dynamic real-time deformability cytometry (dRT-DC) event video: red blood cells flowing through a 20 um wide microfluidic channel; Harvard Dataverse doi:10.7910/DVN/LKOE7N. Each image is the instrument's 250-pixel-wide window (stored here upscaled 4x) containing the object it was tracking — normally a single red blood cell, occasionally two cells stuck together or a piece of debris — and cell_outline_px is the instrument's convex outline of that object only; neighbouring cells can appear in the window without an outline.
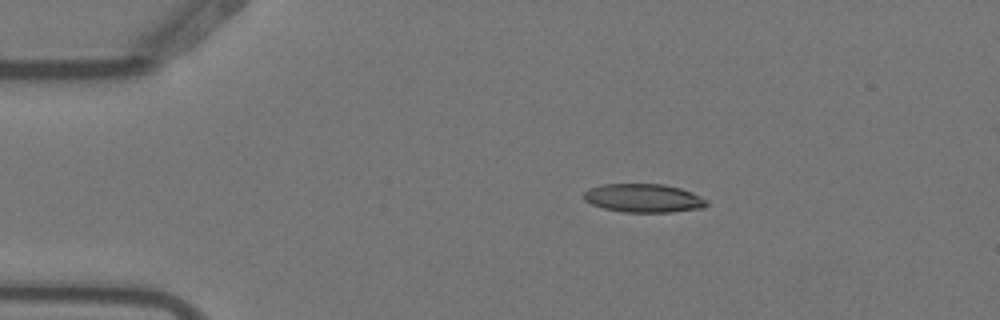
{"species": "Egyptian fruit bat (a non-hibernating species)", "species_latin": "Rousettus aegyptiacus", "temperature_condition": "warm", "stored_images_in_passage": 9, "camera_frame_rate_fps": 3000, "um_per_image_px": 0.085, "animal": {"sex": "female"}, "frame": {"image": 1, "passage_image": 2, "time_ms": 0.333, "image_size_px": [1000, 320], "cell_outline_px": [[708, 204], [704, 208], [672, 212], [624, 212], [604, 208], [592, 204], [584, 200], [584, 192], [588, 188], [604, 184], [664, 184], [680, 188], [692, 192], [708, 200]], "centroid_in_image_um": [54.73, 16.84], "position_along_channel_um": 30.3, "area_um2": 20.52}}
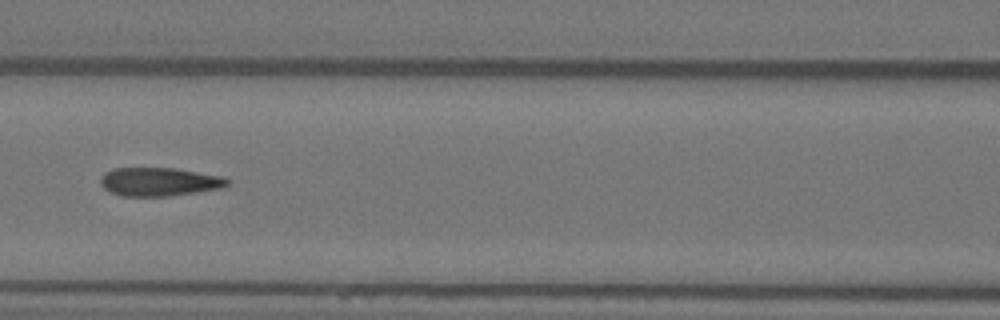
{"frame": {"image": 2, "passage_image": 6, "time_ms": 1.667, "image_size_px": [1000, 320], "cell_outline_px": [[228, 184], [224, 188], [168, 196], [120, 196], [108, 192], [100, 184], [100, 176], [104, 172], [112, 168], [176, 168], [220, 176], [228, 180]], "centroid_in_image_um": [13.47, 15.45], "position_along_channel_um": 153.1, "area_um2": 21.21}}
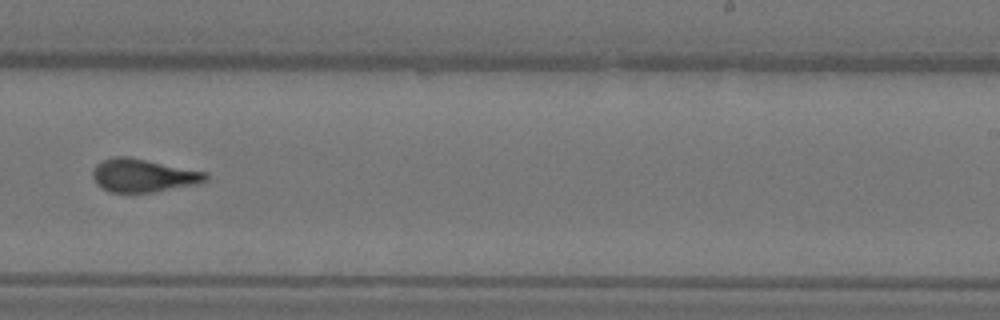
{"frame": {"image": 3, "passage_image": 9, "time_ms": 2.667, "image_size_px": [1000, 320], "cell_outline_px": [[208, 180], [196, 184], [152, 192], [108, 192], [96, 184], [92, 176], [92, 172], [96, 164], [100, 160], [112, 156], [128, 156], [208, 172]], "centroid_in_image_um": [12.14, 14.9], "position_along_channel_um": 276.9, "area_um2": 22.02}}